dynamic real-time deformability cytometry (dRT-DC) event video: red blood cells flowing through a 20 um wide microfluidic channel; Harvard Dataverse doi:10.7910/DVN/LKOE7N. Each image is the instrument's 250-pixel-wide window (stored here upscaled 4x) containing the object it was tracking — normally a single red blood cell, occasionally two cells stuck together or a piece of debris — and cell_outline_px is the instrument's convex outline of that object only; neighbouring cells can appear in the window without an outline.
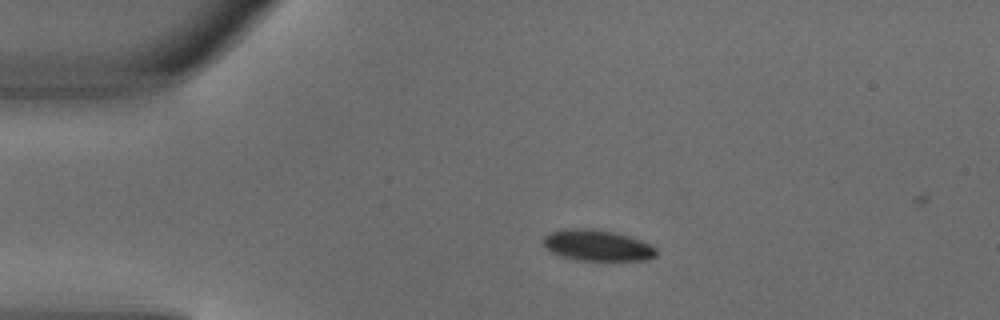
{"species": "common noctule bat (a hibernating species)", "species_latin": "Nyctalus noctula", "temperature_condition": "warm", "stored_images_in_passage": 2, "camera_frame_rate_fps": 3000, "um_per_image_px": 0.085, "animal": {"sex": "male", "body_mass_g": 18.8}, "frame": {"image": 1, "passage_image": 1, "time_ms": 0.0, "image_size_px": [1000, 320], "cell_outline_px": [[656, 256], [648, 260], [576, 260], [552, 252], [544, 248], [544, 236], [552, 232], [564, 228], [588, 228], [612, 232], [628, 236], [652, 244], [656, 248]], "centroid_in_image_um": [50.78, 20.86], "position_along_channel_um": 34.2, "area_um2": 20.35}}